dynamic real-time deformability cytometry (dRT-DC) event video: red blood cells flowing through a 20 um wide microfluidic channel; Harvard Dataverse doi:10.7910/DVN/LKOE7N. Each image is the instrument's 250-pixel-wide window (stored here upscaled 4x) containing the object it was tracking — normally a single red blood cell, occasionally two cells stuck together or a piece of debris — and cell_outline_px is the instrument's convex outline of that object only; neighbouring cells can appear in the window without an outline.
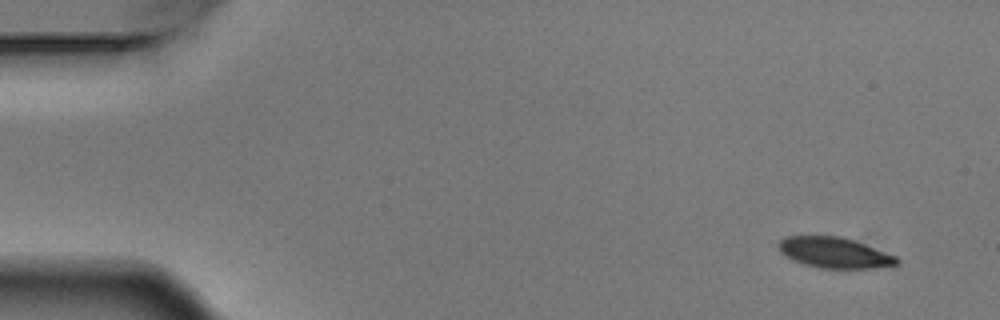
{"species": "Egyptian fruit bat (a non-hibernating species)", "species_latin": "Rousettus aegyptiacus", "temperature_condition": "warm", "stored_images_in_passage": 8, "camera_frame_rate_fps": 3000, "um_per_image_px": 0.085, "animal": {"sex": "male"}, "frame": {"image": 1, "passage_image": 1, "time_ms": 0.0, "image_size_px": [1000, 320], "cell_outline_px": [[900, 264], [892, 268], [820, 268], [804, 264], [792, 260], [780, 252], [776, 244], [784, 236], [840, 236], [864, 244], [896, 256], [900, 260]], "centroid_in_image_um": [70.95, 21.49], "position_along_channel_um": 14.0, "area_um2": 21.39}}
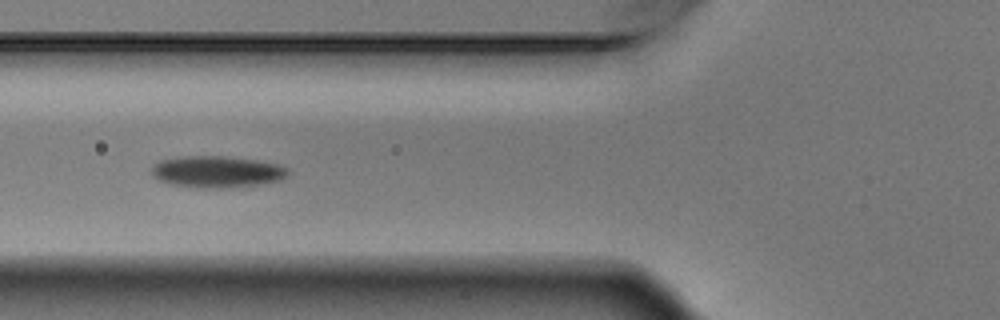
{"frame": {"image": 2, "passage_image": 5, "time_ms": 1.333, "image_size_px": [1000, 320], "cell_outline_px": [[288, 176], [280, 180], [256, 184], [220, 188], [200, 188], [168, 184], [152, 176], [152, 164], [160, 160], [184, 156], [224, 156], [256, 160], [276, 164], [288, 168]], "centroid_in_image_um": [18.39, 14.59], "position_along_channel_um": 107.4, "area_um2": 25.03}}
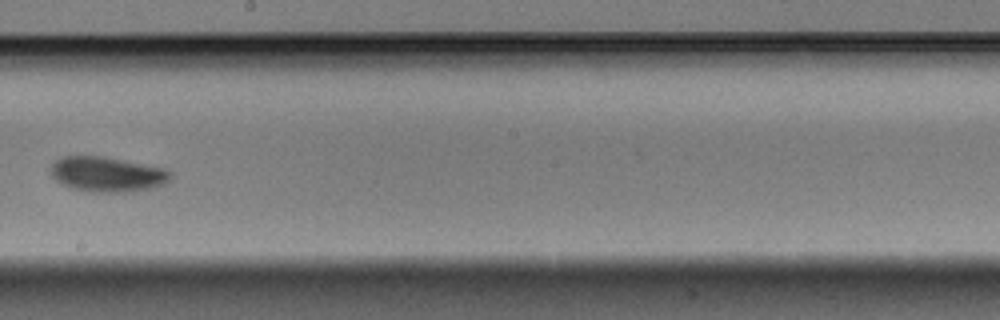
{"frame": {"image": 3, "passage_image": 8, "time_ms": 2.333, "image_size_px": [1000, 320], "cell_outline_px": [[172, 176], [164, 184], [152, 188], [128, 192], [92, 192], [72, 188], [60, 184], [52, 176], [52, 164], [60, 156], [104, 156], [164, 168], [172, 172]], "centroid_in_image_um": [9.11, 14.81], "position_along_channel_um": 239.1, "area_um2": 24.51}}